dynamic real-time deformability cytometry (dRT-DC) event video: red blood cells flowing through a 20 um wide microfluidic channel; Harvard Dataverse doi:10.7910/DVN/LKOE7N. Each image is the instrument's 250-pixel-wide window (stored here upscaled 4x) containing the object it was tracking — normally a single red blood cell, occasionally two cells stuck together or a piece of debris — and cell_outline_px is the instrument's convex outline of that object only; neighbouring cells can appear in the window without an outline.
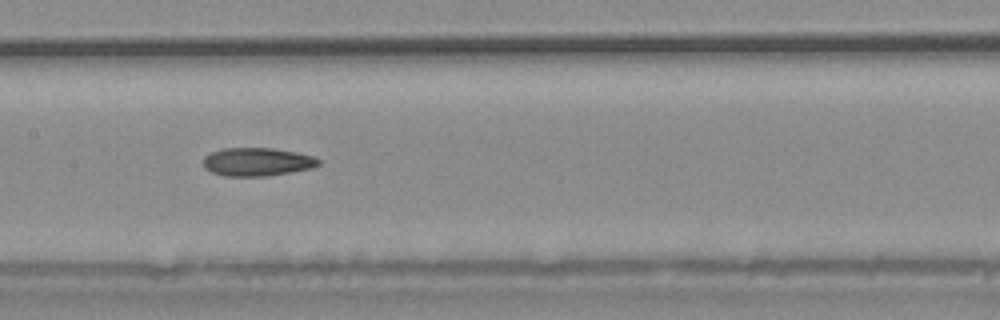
{"species": "common noctule bat (a hibernating species)", "species_latin": "Nyctalus noctula", "temperature_condition": "warm", "stored_images_in_passage": 26, "camera_frame_rate_fps": 3000, "um_per_image_px": 0.085, "animal": {"sex": "male", "body_mass_g": 20.4}, "frame": {"image": 1, "passage_image": 8, "time_ms": 2.333, "image_size_px": [1000, 320], "cell_outline_px": [[320, 164], [312, 168], [268, 176], [224, 176], [212, 172], [204, 168], [204, 156], [220, 148], [272, 148], [296, 152], [312, 156], [320, 160]], "centroid_in_image_um": [21.84, 13.76], "position_along_channel_um": 185.6, "area_um2": 19.02}}
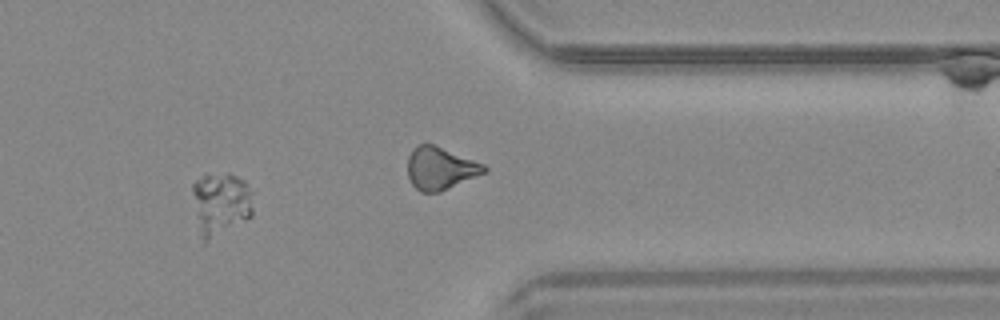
{"frame": {"image": 2, "passage_image": 19, "time_ms": 6.0, "image_size_px": [1000, 320], "cell_outline_px": [[252, 216], [204, 244], [200, 236], [192, 192], [192, 184], [204, 172], [228, 172], [244, 180], [252, 192]], "centroid_in_image_um": [18.74, 17.27], "position_along_channel_um": 392.7, "area_um2": 22.72}}